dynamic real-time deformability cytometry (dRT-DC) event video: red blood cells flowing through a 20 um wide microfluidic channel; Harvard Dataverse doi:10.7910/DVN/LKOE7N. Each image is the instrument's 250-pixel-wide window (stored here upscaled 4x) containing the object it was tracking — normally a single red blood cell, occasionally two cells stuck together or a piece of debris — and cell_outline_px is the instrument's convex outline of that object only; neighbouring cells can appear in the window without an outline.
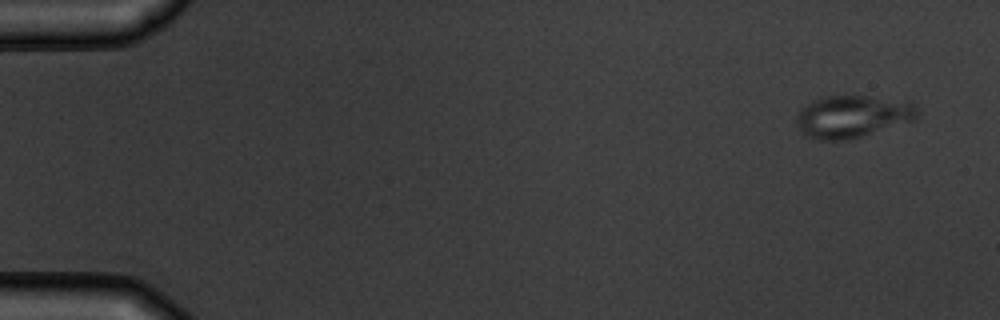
{"species": "common noctule bat (a hibernating species)", "species_latin": "Nyctalus noctula", "temperature_condition": "warm", "stored_images_in_passage": 5, "camera_frame_rate_fps": 3000, "um_per_image_px": 0.085, "animal": {"sex": "male", "body_mass_g": 19.5, "forearm_length_mm": 54.6}, "frame": {"image": 1, "passage_image": 1, "time_ms": 0.0, "image_size_px": [1000, 320], "cell_outline_px": [[916, 120], [860, 136], [844, 140], [820, 140], [804, 136], [796, 124], [796, 116], [800, 108], [820, 96], [868, 96], [912, 100], [916, 104]], "centroid_in_image_um": [72.45, 9.88], "position_along_channel_um": 12.5, "area_um2": 30.11}}